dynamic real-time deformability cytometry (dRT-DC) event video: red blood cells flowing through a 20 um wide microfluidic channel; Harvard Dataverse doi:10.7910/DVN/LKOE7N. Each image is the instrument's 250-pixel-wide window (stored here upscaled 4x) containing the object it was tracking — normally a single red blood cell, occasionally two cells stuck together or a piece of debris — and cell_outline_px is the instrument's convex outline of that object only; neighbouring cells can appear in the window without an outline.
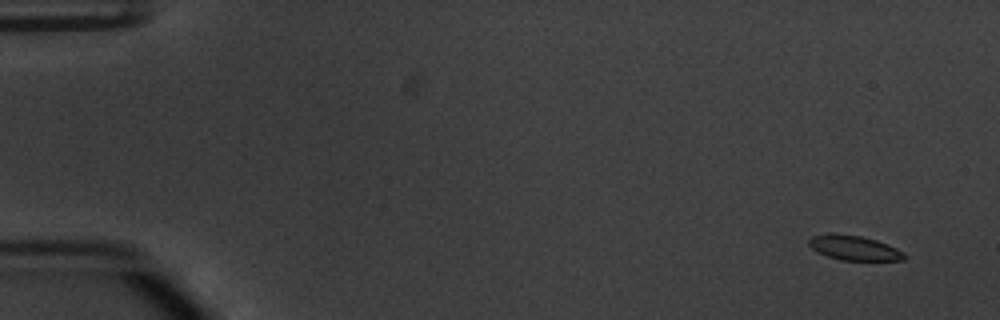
{"species": "common noctule bat (a hibernating species)", "species_latin": "Nyctalus noctula", "temperature_condition": "warm", "stored_images_in_passage": 52, "camera_frame_rate_fps": 3000, "um_per_image_px": 0.085, "animal": {"sex": "male", "body_mass_g": 20.1, "forearm_length_mm": 53.5}, "frame": {"image": 1, "passage_image": 1, "time_ms": 0.0, "image_size_px": [1000, 320], "cell_outline_px": [[908, 256], [904, 260], [840, 260], [828, 256], [812, 248], [808, 244], [808, 240], [812, 236], [828, 232], [832, 232], [860, 236], [876, 240], [888, 244], [904, 252]], "centroid_in_image_um": [72.61, 21.05], "position_along_channel_um": 12.4, "area_um2": 13.81}}
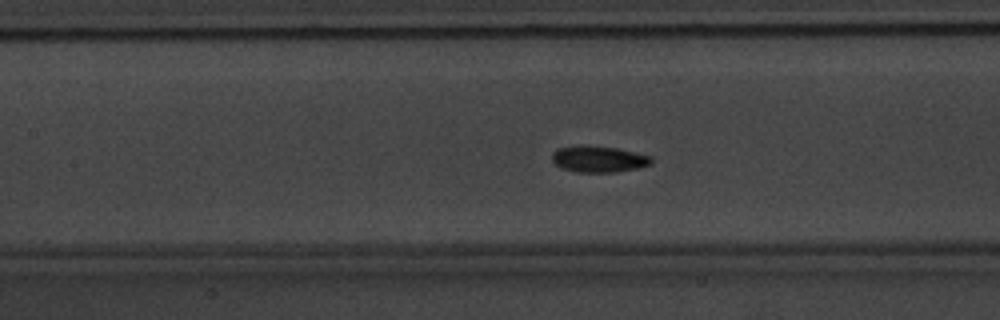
{"frame": {"image": 2, "passage_image": 23, "time_ms": 7.333, "image_size_px": [1000, 320], "cell_outline_px": [[652, 164], [636, 168], [616, 172], [576, 172], [564, 168], [556, 164], [552, 160], [552, 152], [556, 148], [580, 144], [588, 144], [616, 148], [652, 156]], "centroid_in_image_um": [50.86, 13.49], "position_along_channel_um": 156.5, "area_um2": 15.43}}
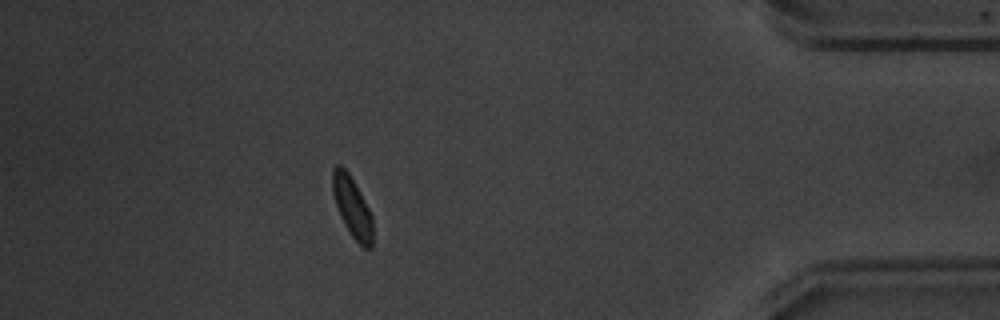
{"frame": {"image": 3, "passage_image": 46, "time_ms": 15.0, "image_size_px": [1000, 320], "cell_outline_px": [[372, 248], [364, 248], [352, 236], [340, 216], [332, 192], [332, 168], [336, 164], [340, 164], [348, 172], [368, 208], [372, 216]], "centroid_in_image_um": [29.91, 17.57], "position_along_channel_um": 405.3, "area_um2": 13.87}, "authors_computed_cell_mechanics": {"area_um2": 14.3055, "velocity_mm_per_s": 3.7957, "shape_relaxation_time_tau1_ms": 1.675, "shape_relaxation_time_tau2_ms": 3.7466, "deformation_change_tau1": 0.1065, "deformation_change_tau2": 0.0768}}